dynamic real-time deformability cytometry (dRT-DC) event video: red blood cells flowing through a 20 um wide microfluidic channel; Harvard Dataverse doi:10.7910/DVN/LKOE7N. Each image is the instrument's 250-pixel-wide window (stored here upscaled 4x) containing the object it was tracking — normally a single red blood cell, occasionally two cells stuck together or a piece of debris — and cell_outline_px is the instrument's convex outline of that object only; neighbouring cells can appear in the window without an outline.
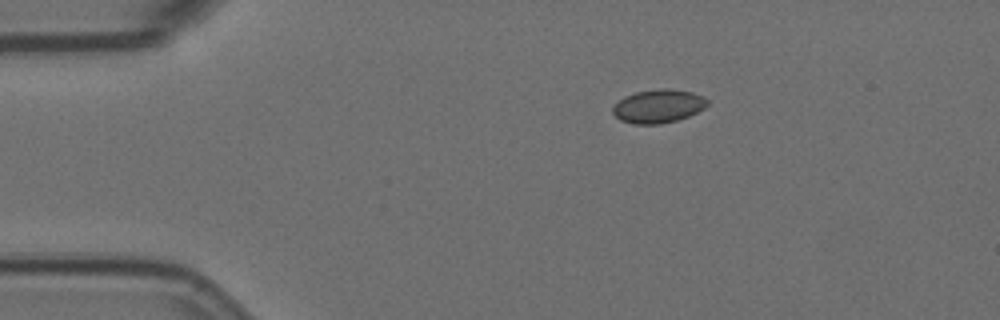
{"species": "Egyptian fruit bat (a non-hibernating species)", "species_latin": "Rousettus aegyptiacus", "temperature_condition": "room temperature", "stored_images_in_passage": 4, "camera_frame_rate_fps": 3000, "um_per_image_px": 0.085, "animal": {"sex": "female"}, "frame": {"image": 1, "passage_image": 1, "time_ms": 0.0, "image_size_px": [1000, 320], "cell_outline_px": [[708, 104], [704, 108], [688, 116], [676, 120], [660, 124], [632, 124], [620, 120], [612, 112], [612, 108], [624, 96], [636, 92], [660, 88], [668, 88], [692, 92], [704, 96], [708, 100]], "centroid_in_image_um": [55.96, 9.02], "position_along_channel_um": 29.0, "area_um2": 18.44}}
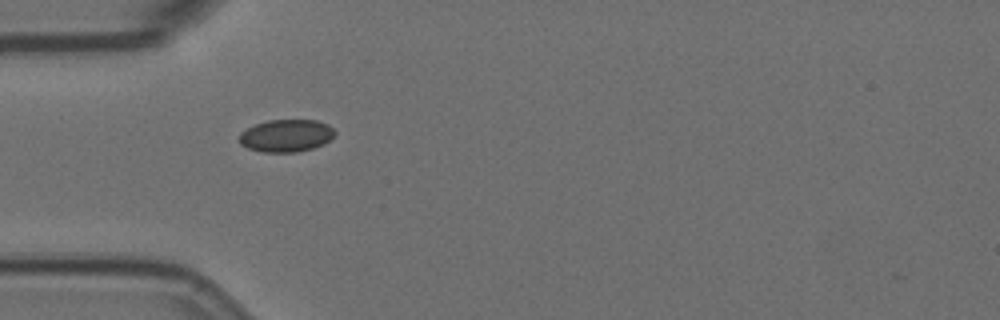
{"frame": {"image": 2, "passage_image": 3, "time_ms": 0.667, "image_size_px": [1000, 320], "cell_outline_px": [[336, 132], [324, 144], [312, 148], [296, 152], [264, 152], [248, 148], [240, 144], [240, 132], [256, 124], [268, 120], [316, 120], [328, 124]], "centroid_in_image_um": [24.32, 11.53], "position_along_channel_um": 60.7, "area_um2": 17.92}}
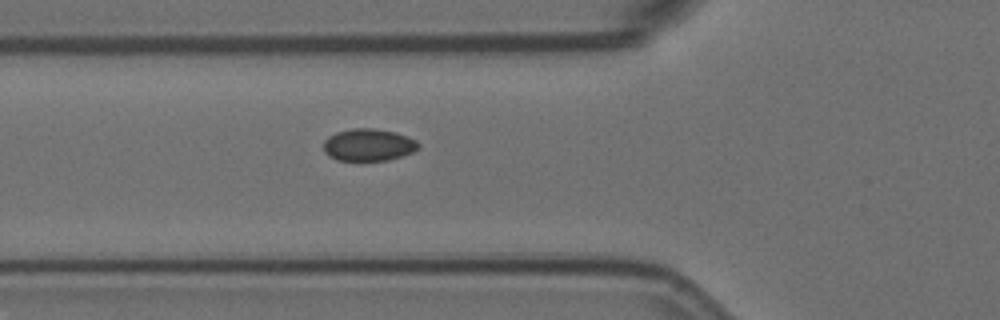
{"frame": {"image": 3, "passage_image": 4, "time_ms": 1.0, "image_size_px": [1000, 320], "cell_outline_px": [[420, 148], [412, 152], [388, 160], [336, 160], [328, 156], [324, 152], [324, 140], [328, 136], [336, 132], [352, 128], [372, 128], [396, 132], [408, 136], [416, 140], [420, 144]], "centroid_in_image_um": [31.32, 12.3], "position_along_channel_um": 94.5, "area_um2": 17.92}}